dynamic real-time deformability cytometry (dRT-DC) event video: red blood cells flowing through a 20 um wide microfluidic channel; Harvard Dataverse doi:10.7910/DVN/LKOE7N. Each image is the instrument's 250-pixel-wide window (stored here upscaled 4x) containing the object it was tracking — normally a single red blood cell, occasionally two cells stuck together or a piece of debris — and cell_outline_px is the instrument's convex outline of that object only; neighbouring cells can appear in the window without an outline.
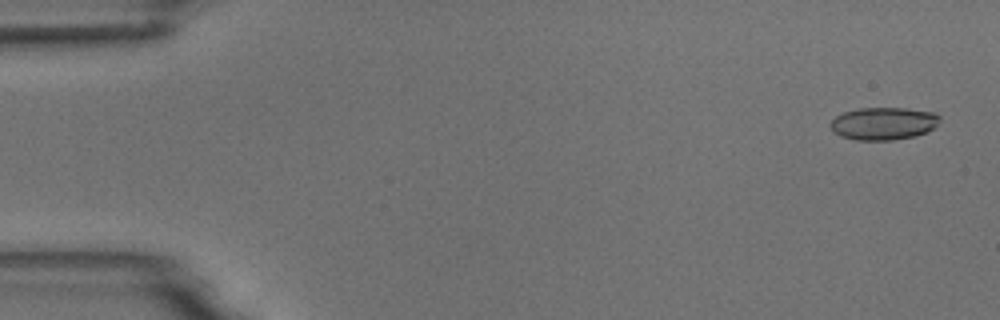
{"species": "common noctule bat (a hibernating species)", "species_latin": "Nyctalus noctula", "temperature_condition": "room temperature", "stored_images_in_passage": 5, "camera_frame_rate_fps": 3000, "um_per_image_px": 0.085, "animal": {"sex": "male", "body_mass_g": 18.8}, "frame": {"image": 1, "passage_image": 1, "time_ms": 0.0, "image_size_px": [1000, 320], "cell_outline_px": [[940, 120], [928, 132], [916, 136], [892, 140], [856, 140], [840, 136], [828, 124], [836, 116], [844, 112], [860, 108], [904, 108], [936, 112], [940, 116]], "centroid_in_image_um": [75.12, 10.5], "position_along_channel_um": 9.9, "area_um2": 20.81}}
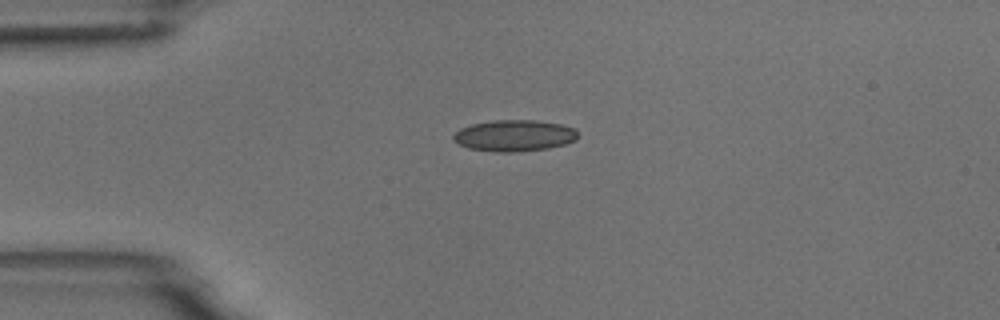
{"frame": {"image": 2, "passage_image": 4, "time_ms": 3.667, "image_size_px": [1000, 320], "cell_outline_px": [[576, 140], [564, 144], [548, 148], [516, 152], [496, 152], [468, 148], [452, 140], [452, 136], [460, 128], [472, 124], [492, 120], [536, 120], [560, 124], [576, 128]], "centroid_in_image_um": [43.7, 11.52], "position_along_channel_um": 41.3, "area_um2": 22.77}}